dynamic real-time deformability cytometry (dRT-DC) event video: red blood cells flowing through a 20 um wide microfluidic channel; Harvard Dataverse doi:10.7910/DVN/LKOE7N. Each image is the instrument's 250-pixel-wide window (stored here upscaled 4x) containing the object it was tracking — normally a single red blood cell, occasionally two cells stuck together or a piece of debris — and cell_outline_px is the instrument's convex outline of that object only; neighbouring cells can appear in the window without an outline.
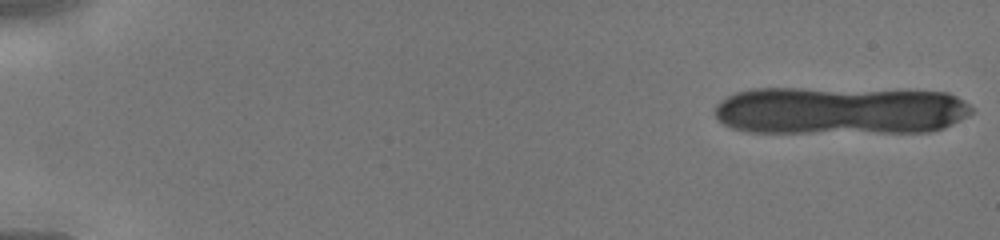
{"species": "human", "species_latin": "Homo sapiens", "temperature_condition": "cold", "stored_images_in_passage": 10, "camera_frame_rate_fps": 3000, "um_per_image_px": 0.085, "donor": {"sex": "male"}, "frame": {"image": 1, "passage_image": 1, "time_ms": 0.0, "image_size_px": [1000, 240], "cell_outline_px": [[972, 112], [968, 116], [944, 128], [928, 132], [752, 132], [732, 128], [724, 124], [716, 116], [716, 104], [720, 100], [736, 92], [752, 88], [800, 88], [948, 92], [964, 100], [972, 108]], "centroid_in_image_um": [71.41, 9.39], "position_along_channel_um": 13.6, "area_um2": 72.02}}